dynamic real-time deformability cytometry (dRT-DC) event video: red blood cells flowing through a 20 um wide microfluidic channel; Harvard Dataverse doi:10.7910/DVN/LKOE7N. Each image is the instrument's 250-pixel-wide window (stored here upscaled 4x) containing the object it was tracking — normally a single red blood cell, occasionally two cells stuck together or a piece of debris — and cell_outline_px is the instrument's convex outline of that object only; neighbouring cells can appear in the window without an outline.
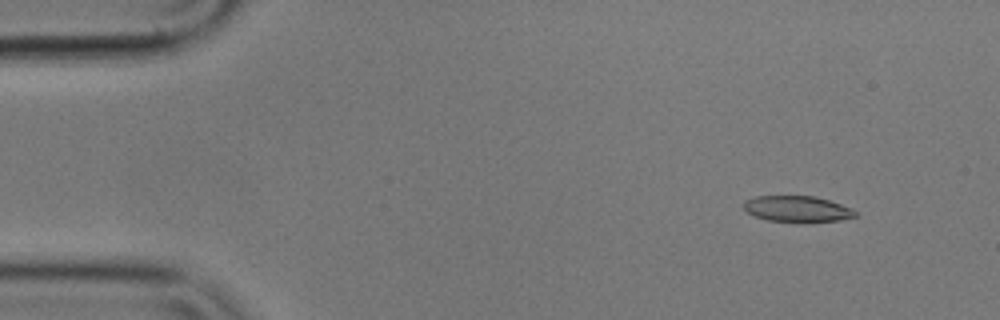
{"species": "common noctule bat (a hibernating species)", "species_latin": "Nyctalus noctula", "temperature_condition": "cold", "stored_images_in_passage": 44, "camera_frame_rate_fps": 3000, "um_per_image_px": 0.085, "animal": {"sex": "male", "body_mass_g": 17.9}, "frame": {"image": 1, "passage_image": 5, "time_ms": 1.333, "image_size_px": [1000, 320], "cell_outline_px": [[860, 216], [840, 220], [768, 220], [756, 216], [748, 212], [744, 208], [744, 200], [756, 196], [816, 196], [852, 208]], "centroid_in_image_um": [67.79, 17.72], "position_along_channel_um": 17.2, "area_um2": 16.36}}
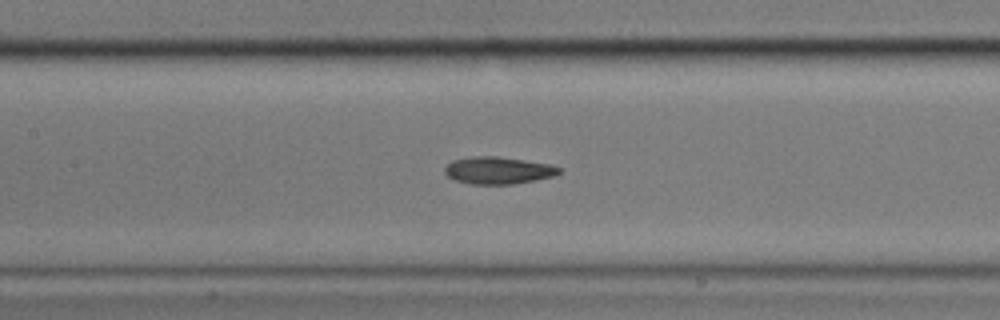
{"frame": {"image": 2, "passage_image": 25, "time_ms": 8.0, "image_size_px": [1000, 320], "cell_outline_px": [[564, 168], [556, 176], [536, 180], [512, 184], [472, 184], [456, 180], [448, 176], [444, 172], [444, 168], [452, 160], [476, 156], [496, 156], [524, 160], [548, 164]], "centroid_in_image_um": [42.38, 14.48], "position_along_channel_um": 165.0, "area_um2": 18.09}}
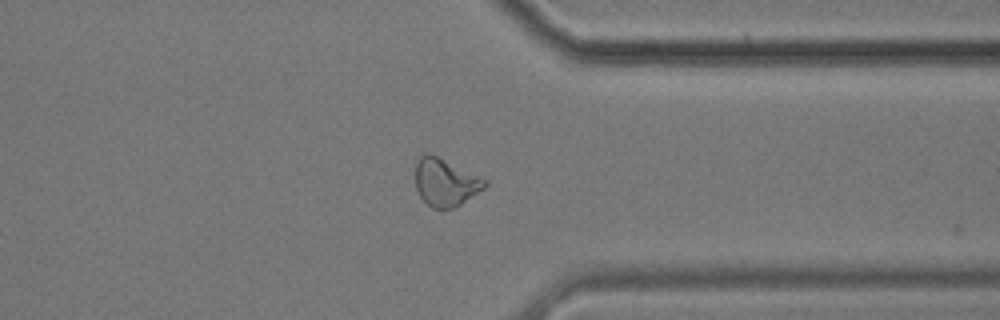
{"frame": {"image": 3, "passage_image": 43, "time_ms": 14.0, "image_size_px": [1000, 320], "cell_outline_px": [[488, 184], [484, 188], [460, 204], [452, 208], [432, 208], [420, 196], [416, 188], [416, 160], [424, 152], [428, 152], [488, 180]], "centroid_in_image_um": [37.85, 15.48], "position_along_channel_um": 373.6, "area_um2": 19.02}}